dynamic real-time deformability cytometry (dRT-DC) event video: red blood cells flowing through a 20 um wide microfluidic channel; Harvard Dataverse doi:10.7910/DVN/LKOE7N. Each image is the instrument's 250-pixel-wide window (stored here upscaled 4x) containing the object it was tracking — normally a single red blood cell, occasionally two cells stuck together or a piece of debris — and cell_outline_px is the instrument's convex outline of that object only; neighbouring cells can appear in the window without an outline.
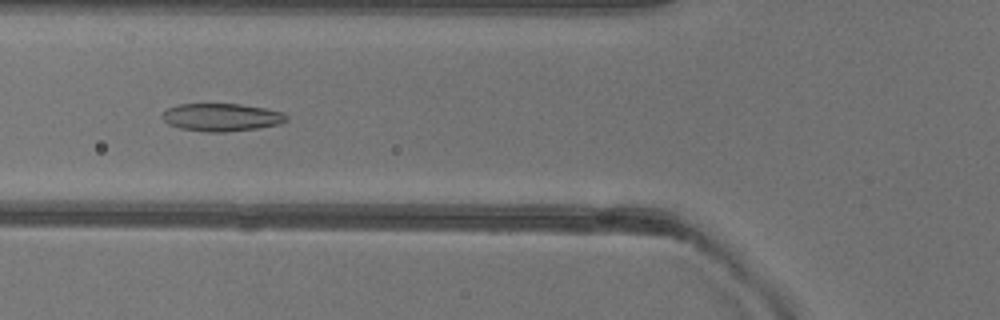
{"species": "common noctule bat (a hibernating species)", "species_latin": "Nyctalus noctula", "temperature_condition": "warm", "stored_images_in_passage": 47, "camera_frame_rate_fps": 3000, "um_per_image_px": 0.085, "animal": {"sex": "female"}, "frame": {"image": 1, "passage_image": 15, "time_ms": 4.667, "image_size_px": [1000, 320], "cell_outline_px": [[288, 120], [280, 124], [256, 128], [224, 132], [208, 132], [180, 128], [168, 124], [160, 116], [168, 108], [180, 104], [240, 104], [264, 108], [284, 112], [288, 116]], "centroid_in_image_um": [18.85, 9.96], "position_along_channel_um": 107.0, "area_um2": 20.06}}
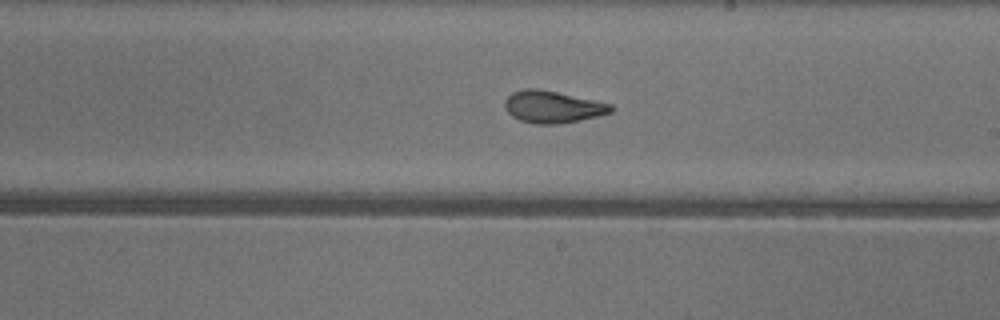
{"frame": {"image": 2, "passage_image": 25, "time_ms": 8.0, "image_size_px": [1000, 320], "cell_outline_px": [[612, 112], [580, 120], [556, 124], [532, 124], [520, 120], [512, 116], [504, 108], [504, 100], [512, 92], [524, 88], [536, 88], [556, 92], [612, 104]], "centroid_in_image_um": [46.92, 9.08], "position_along_channel_um": 242.1, "area_um2": 19.71}}
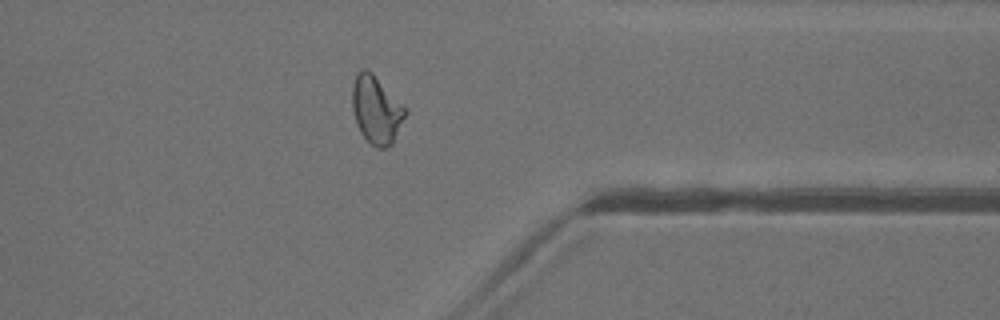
{"frame": {"image": 3, "passage_image": 36, "time_ms": 11.667, "image_size_px": [1000, 320], "cell_outline_px": [[408, 112], [392, 144], [388, 148], [376, 148], [360, 132], [356, 124], [352, 108], [352, 84], [356, 72], [360, 68], [368, 68], [404, 104]], "centroid_in_image_um": [31.99, 9.29], "position_along_channel_um": 379.4, "area_um2": 21.39}, "authors_computed_cell_mechanics": {"area_um2": 20.9236, "velocity_mm_per_s": 4.0349, "shape_relaxation_time_tau1_ms": null, "shape_relaxation_time_tau2_ms": 1.5732, "deformation_change_tau1": null, "deformation_change_tau2": 0.0775}}